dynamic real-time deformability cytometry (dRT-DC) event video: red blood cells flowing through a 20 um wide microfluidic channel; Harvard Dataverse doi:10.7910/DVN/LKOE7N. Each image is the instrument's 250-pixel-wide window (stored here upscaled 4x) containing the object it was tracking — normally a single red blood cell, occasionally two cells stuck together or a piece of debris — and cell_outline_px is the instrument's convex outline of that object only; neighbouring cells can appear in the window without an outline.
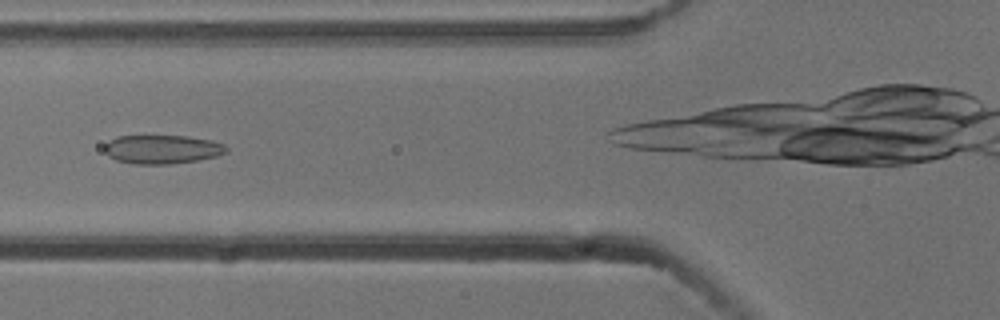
{"species": "common noctule bat (a hibernating species)", "species_latin": "Nyctalus noctula", "temperature_condition": "cold", "stored_images_in_passage": 6, "camera_frame_rate_fps": 3000, "um_per_image_px": 0.085, "animal": {"sex": "male", "body_mass_g": 13.3}, "frame": {"image": 1, "passage_image": 6, "time_ms": 1.667, "image_size_px": [1000, 320], "cell_outline_px": [[228, 148], [224, 152], [216, 156], [196, 160], [172, 164], [132, 164], [116, 160], [108, 156], [104, 152], [104, 144], [120, 136], [184, 136], [212, 140], [224, 144]], "centroid_in_image_um": [13.75, 12.7], "position_along_channel_um": 112.0, "area_um2": 20.35}}